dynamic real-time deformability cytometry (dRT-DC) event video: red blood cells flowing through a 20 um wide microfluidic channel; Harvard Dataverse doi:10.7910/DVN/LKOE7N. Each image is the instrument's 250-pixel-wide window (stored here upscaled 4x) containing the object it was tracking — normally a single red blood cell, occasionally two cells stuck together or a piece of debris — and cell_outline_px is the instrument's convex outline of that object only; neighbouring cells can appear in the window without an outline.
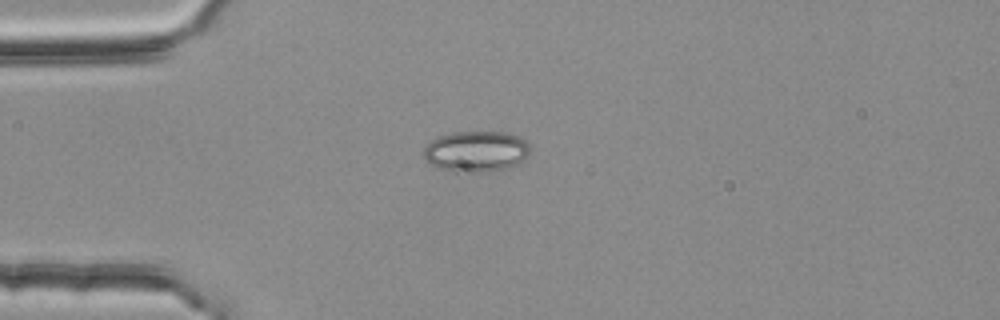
{"species": "common noctule bat (a hibernating species)", "species_latin": "Nyctalus noctula", "temperature_condition": "room temperature", "stored_images_in_passage": 54, "camera_frame_rate_fps": 3000, "um_per_image_px": 0.085, "animal": {"sex": "female", "body_mass_g": 25.1}, "frame": {"image": 1, "passage_image": 14, "time_ms": 4.333, "image_size_px": [1000, 320], "cell_outline_px": [[532, 152], [524, 160], [508, 168], [476, 172], [456, 172], [436, 168], [428, 164], [424, 156], [424, 148], [432, 140], [440, 136], [452, 132], [508, 132], [520, 136], [532, 148]], "centroid_in_image_um": [40.49, 12.87], "position_along_channel_um": 44.5, "area_um2": 25.66}}
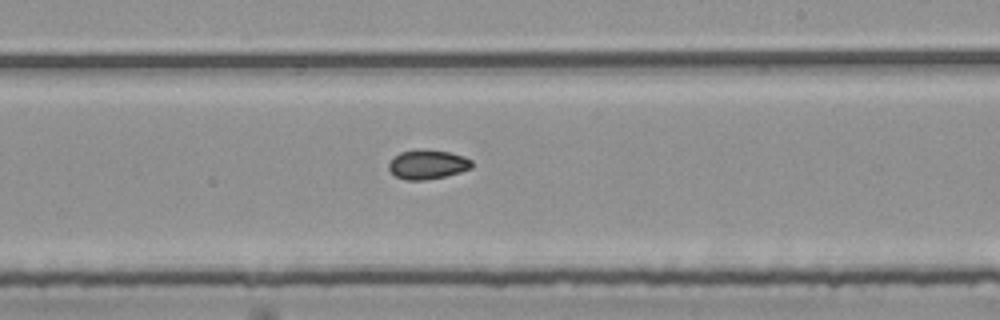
{"frame": {"image": 2, "passage_image": 32, "time_ms": 10.333, "image_size_px": [1000, 320], "cell_outline_px": [[472, 168], [460, 172], [428, 180], [404, 180], [396, 176], [388, 168], [388, 164], [392, 156], [400, 152], [416, 148], [424, 148], [448, 152], [464, 156], [472, 160]], "centroid_in_image_um": [36.31, 13.96], "position_along_channel_um": 252.7, "area_um2": 14.51}, "authors_computed_cell_mechanics": {"area_um2": 14.3633, "velocity_mm_per_s": 3.7941, "shape_relaxation_time_tau1_ms": null, "shape_relaxation_time_tau2_ms": 2.6216, "deformation_change_tau1": null, "deformation_change_tau2": 0.0427}}